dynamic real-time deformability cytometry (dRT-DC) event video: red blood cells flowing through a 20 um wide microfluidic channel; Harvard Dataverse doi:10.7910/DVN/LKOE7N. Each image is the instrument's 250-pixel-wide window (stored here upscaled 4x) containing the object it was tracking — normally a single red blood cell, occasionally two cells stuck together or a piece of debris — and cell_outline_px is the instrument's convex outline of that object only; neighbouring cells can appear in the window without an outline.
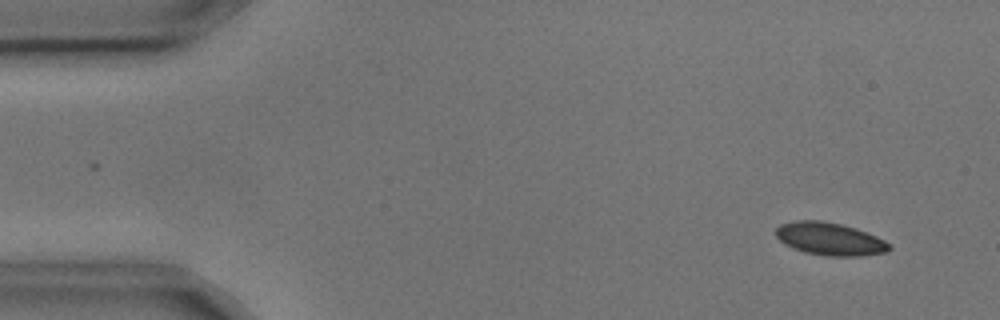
{"species": "common noctule bat (a hibernating species)", "species_latin": "Nyctalus noctula", "temperature_condition": "cold", "stored_images_in_passage": 2, "camera_frame_rate_fps": 3000, "um_per_image_px": 0.085, "animal": {"sex": "male", "body_mass_g": 17.9, "forearm_length_mm": 54.2}, "frame": {"image": 1, "passage_image": 2, "time_ms": 0.333, "image_size_px": [1000, 320], "cell_outline_px": [[892, 248], [888, 252], [864, 256], [824, 256], [804, 252], [792, 248], [784, 244], [776, 236], [776, 228], [780, 224], [796, 220], [820, 220], [840, 224], [856, 228], [876, 236], [892, 244]], "centroid_in_image_um": [70.56, 20.32], "position_along_channel_um": 14.4, "area_um2": 21.91}}